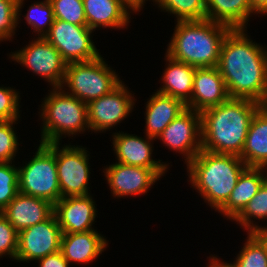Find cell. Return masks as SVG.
<instances>
[{"mask_svg": "<svg viewBox=\"0 0 267 267\" xmlns=\"http://www.w3.org/2000/svg\"><path fill=\"white\" fill-rule=\"evenodd\" d=\"M230 98L264 103L267 97V48L253 42L247 29L225 36L217 65Z\"/></svg>", "mask_w": 267, "mask_h": 267, "instance_id": "cell-1", "label": "cell"}, {"mask_svg": "<svg viewBox=\"0 0 267 267\" xmlns=\"http://www.w3.org/2000/svg\"><path fill=\"white\" fill-rule=\"evenodd\" d=\"M262 105L229 98L201 112L202 150L240 156L253 115Z\"/></svg>", "mask_w": 267, "mask_h": 267, "instance_id": "cell-2", "label": "cell"}, {"mask_svg": "<svg viewBox=\"0 0 267 267\" xmlns=\"http://www.w3.org/2000/svg\"><path fill=\"white\" fill-rule=\"evenodd\" d=\"M186 167L187 181L215 211L227 202L241 173L247 168L239 156L206 150H201Z\"/></svg>", "mask_w": 267, "mask_h": 267, "instance_id": "cell-3", "label": "cell"}, {"mask_svg": "<svg viewBox=\"0 0 267 267\" xmlns=\"http://www.w3.org/2000/svg\"><path fill=\"white\" fill-rule=\"evenodd\" d=\"M165 51L174 60L195 68L217 67L222 42L230 27L210 21H177Z\"/></svg>", "mask_w": 267, "mask_h": 267, "instance_id": "cell-4", "label": "cell"}, {"mask_svg": "<svg viewBox=\"0 0 267 267\" xmlns=\"http://www.w3.org/2000/svg\"><path fill=\"white\" fill-rule=\"evenodd\" d=\"M43 98L40 114L42 120L40 143H60L62 138L90 132L87 104L67 94L61 87L48 90ZM64 136V137H63Z\"/></svg>", "mask_w": 267, "mask_h": 267, "instance_id": "cell-5", "label": "cell"}, {"mask_svg": "<svg viewBox=\"0 0 267 267\" xmlns=\"http://www.w3.org/2000/svg\"><path fill=\"white\" fill-rule=\"evenodd\" d=\"M118 76L100 55L91 61L68 63L61 88L88 104L116 88L122 82Z\"/></svg>", "mask_w": 267, "mask_h": 267, "instance_id": "cell-6", "label": "cell"}, {"mask_svg": "<svg viewBox=\"0 0 267 267\" xmlns=\"http://www.w3.org/2000/svg\"><path fill=\"white\" fill-rule=\"evenodd\" d=\"M37 147L31 160L18 166V191L54 205L61 199L55 143H40Z\"/></svg>", "mask_w": 267, "mask_h": 267, "instance_id": "cell-7", "label": "cell"}, {"mask_svg": "<svg viewBox=\"0 0 267 267\" xmlns=\"http://www.w3.org/2000/svg\"><path fill=\"white\" fill-rule=\"evenodd\" d=\"M55 143V157L61 198L90 194V164L87 148ZM61 147V148H60Z\"/></svg>", "mask_w": 267, "mask_h": 267, "instance_id": "cell-8", "label": "cell"}, {"mask_svg": "<svg viewBox=\"0 0 267 267\" xmlns=\"http://www.w3.org/2000/svg\"><path fill=\"white\" fill-rule=\"evenodd\" d=\"M9 58L40 76L52 87H61L67 63L59 51L44 37H37L25 47L10 52Z\"/></svg>", "mask_w": 267, "mask_h": 267, "instance_id": "cell-9", "label": "cell"}, {"mask_svg": "<svg viewBox=\"0 0 267 267\" xmlns=\"http://www.w3.org/2000/svg\"><path fill=\"white\" fill-rule=\"evenodd\" d=\"M94 31L88 26L74 25L54 19L44 38L50 42L68 64L91 61L101 54L92 40Z\"/></svg>", "mask_w": 267, "mask_h": 267, "instance_id": "cell-10", "label": "cell"}, {"mask_svg": "<svg viewBox=\"0 0 267 267\" xmlns=\"http://www.w3.org/2000/svg\"><path fill=\"white\" fill-rule=\"evenodd\" d=\"M125 85L122 81L110 93L87 104L91 133L110 131L130 115L137 100Z\"/></svg>", "mask_w": 267, "mask_h": 267, "instance_id": "cell-11", "label": "cell"}, {"mask_svg": "<svg viewBox=\"0 0 267 267\" xmlns=\"http://www.w3.org/2000/svg\"><path fill=\"white\" fill-rule=\"evenodd\" d=\"M168 168H146L115 162L104 166L103 173L114 198L145 194Z\"/></svg>", "mask_w": 267, "mask_h": 267, "instance_id": "cell-12", "label": "cell"}, {"mask_svg": "<svg viewBox=\"0 0 267 267\" xmlns=\"http://www.w3.org/2000/svg\"><path fill=\"white\" fill-rule=\"evenodd\" d=\"M63 232L53 213L47 220L18 232L16 262H35L61 250Z\"/></svg>", "mask_w": 267, "mask_h": 267, "instance_id": "cell-13", "label": "cell"}, {"mask_svg": "<svg viewBox=\"0 0 267 267\" xmlns=\"http://www.w3.org/2000/svg\"><path fill=\"white\" fill-rule=\"evenodd\" d=\"M157 139L168 149L184 156L187 165L202 150L201 113L187 108Z\"/></svg>", "mask_w": 267, "mask_h": 267, "instance_id": "cell-14", "label": "cell"}, {"mask_svg": "<svg viewBox=\"0 0 267 267\" xmlns=\"http://www.w3.org/2000/svg\"><path fill=\"white\" fill-rule=\"evenodd\" d=\"M96 203L91 194L68 196L54 204V214L63 233H78L96 230L92 226L95 218Z\"/></svg>", "mask_w": 267, "mask_h": 267, "instance_id": "cell-15", "label": "cell"}, {"mask_svg": "<svg viewBox=\"0 0 267 267\" xmlns=\"http://www.w3.org/2000/svg\"><path fill=\"white\" fill-rule=\"evenodd\" d=\"M113 151L116 154L117 162L125 165L146 167V168H169L170 163L153 159L154 138L145 135V138L135 134L124 132H113ZM152 142V143H151Z\"/></svg>", "mask_w": 267, "mask_h": 267, "instance_id": "cell-16", "label": "cell"}, {"mask_svg": "<svg viewBox=\"0 0 267 267\" xmlns=\"http://www.w3.org/2000/svg\"><path fill=\"white\" fill-rule=\"evenodd\" d=\"M229 98L224 79L217 67L196 68L191 99L186 103L188 109L201 113Z\"/></svg>", "mask_w": 267, "mask_h": 267, "instance_id": "cell-17", "label": "cell"}, {"mask_svg": "<svg viewBox=\"0 0 267 267\" xmlns=\"http://www.w3.org/2000/svg\"><path fill=\"white\" fill-rule=\"evenodd\" d=\"M1 212L20 232L47 220L54 213V205L47 200L18 192Z\"/></svg>", "mask_w": 267, "mask_h": 267, "instance_id": "cell-18", "label": "cell"}, {"mask_svg": "<svg viewBox=\"0 0 267 267\" xmlns=\"http://www.w3.org/2000/svg\"><path fill=\"white\" fill-rule=\"evenodd\" d=\"M109 241L97 230L63 233L61 252L69 264H89L106 250Z\"/></svg>", "mask_w": 267, "mask_h": 267, "instance_id": "cell-19", "label": "cell"}, {"mask_svg": "<svg viewBox=\"0 0 267 267\" xmlns=\"http://www.w3.org/2000/svg\"><path fill=\"white\" fill-rule=\"evenodd\" d=\"M148 98L145 105V134L148 137L157 139L163 130L187 107L186 104L177 98L159 92Z\"/></svg>", "mask_w": 267, "mask_h": 267, "instance_id": "cell-20", "label": "cell"}, {"mask_svg": "<svg viewBox=\"0 0 267 267\" xmlns=\"http://www.w3.org/2000/svg\"><path fill=\"white\" fill-rule=\"evenodd\" d=\"M87 26L97 28H127L133 12L121 0H83ZM131 13V14H130Z\"/></svg>", "mask_w": 267, "mask_h": 267, "instance_id": "cell-21", "label": "cell"}, {"mask_svg": "<svg viewBox=\"0 0 267 267\" xmlns=\"http://www.w3.org/2000/svg\"><path fill=\"white\" fill-rule=\"evenodd\" d=\"M266 179V168L247 167L241 173L227 202L217 212L233 222Z\"/></svg>", "mask_w": 267, "mask_h": 267, "instance_id": "cell-22", "label": "cell"}, {"mask_svg": "<svg viewBox=\"0 0 267 267\" xmlns=\"http://www.w3.org/2000/svg\"><path fill=\"white\" fill-rule=\"evenodd\" d=\"M239 157L247 167L267 169V110L262 106L251 119L245 144Z\"/></svg>", "mask_w": 267, "mask_h": 267, "instance_id": "cell-23", "label": "cell"}, {"mask_svg": "<svg viewBox=\"0 0 267 267\" xmlns=\"http://www.w3.org/2000/svg\"><path fill=\"white\" fill-rule=\"evenodd\" d=\"M166 68L162 74V87L157 92L182 100L185 104L191 99L196 68L174 60L165 53Z\"/></svg>", "mask_w": 267, "mask_h": 267, "instance_id": "cell-24", "label": "cell"}, {"mask_svg": "<svg viewBox=\"0 0 267 267\" xmlns=\"http://www.w3.org/2000/svg\"><path fill=\"white\" fill-rule=\"evenodd\" d=\"M252 14L249 0H206V19L231 29H246Z\"/></svg>", "mask_w": 267, "mask_h": 267, "instance_id": "cell-25", "label": "cell"}, {"mask_svg": "<svg viewBox=\"0 0 267 267\" xmlns=\"http://www.w3.org/2000/svg\"><path fill=\"white\" fill-rule=\"evenodd\" d=\"M161 11L174 15L177 21L206 19V0H152Z\"/></svg>", "mask_w": 267, "mask_h": 267, "instance_id": "cell-26", "label": "cell"}, {"mask_svg": "<svg viewBox=\"0 0 267 267\" xmlns=\"http://www.w3.org/2000/svg\"><path fill=\"white\" fill-rule=\"evenodd\" d=\"M254 218L262 222L267 220V179L233 221L237 222L246 232H252L261 227V225L253 221Z\"/></svg>", "mask_w": 267, "mask_h": 267, "instance_id": "cell-27", "label": "cell"}, {"mask_svg": "<svg viewBox=\"0 0 267 267\" xmlns=\"http://www.w3.org/2000/svg\"><path fill=\"white\" fill-rule=\"evenodd\" d=\"M226 264L229 267H267V254L263 244L251 232H247L243 248L232 263Z\"/></svg>", "mask_w": 267, "mask_h": 267, "instance_id": "cell-28", "label": "cell"}, {"mask_svg": "<svg viewBox=\"0 0 267 267\" xmlns=\"http://www.w3.org/2000/svg\"><path fill=\"white\" fill-rule=\"evenodd\" d=\"M25 21L38 37H44L54 22L53 7L49 0L38 1L29 6Z\"/></svg>", "mask_w": 267, "mask_h": 267, "instance_id": "cell-29", "label": "cell"}, {"mask_svg": "<svg viewBox=\"0 0 267 267\" xmlns=\"http://www.w3.org/2000/svg\"><path fill=\"white\" fill-rule=\"evenodd\" d=\"M25 0H0V42L13 39Z\"/></svg>", "mask_w": 267, "mask_h": 267, "instance_id": "cell-30", "label": "cell"}, {"mask_svg": "<svg viewBox=\"0 0 267 267\" xmlns=\"http://www.w3.org/2000/svg\"><path fill=\"white\" fill-rule=\"evenodd\" d=\"M53 7L54 19L74 25L87 26L83 0H49Z\"/></svg>", "mask_w": 267, "mask_h": 267, "instance_id": "cell-31", "label": "cell"}, {"mask_svg": "<svg viewBox=\"0 0 267 267\" xmlns=\"http://www.w3.org/2000/svg\"><path fill=\"white\" fill-rule=\"evenodd\" d=\"M18 192V167L14 162H0V212Z\"/></svg>", "mask_w": 267, "mask_h": 267, "instance_id": "cell-32", "label": "cell"}, {"mask_svg": "<svg viewBox=\"0 0 267 267\" xmlns=\"http://www.w3.org/2000/svg\"><path fill=\"white\" fill-rule=\"evenodd\" d=\"M17 121L19 123V120L0 121V162H15L19 153V138L14 130Z\"/></svg>", "mask_w": 267, "mask_h": 267, "instance_id": "cell-33", "label": "cell"}, {"mask_svg": "<svg viewBox=\"0 0 267 267\" xmlns=\"http://www.w3.org/2000/svg\"><path fill=\"white\" fill-rule=\"evenodd\" d=\"M19 94L20 92L13 87L0 86V121L19 120L21 118Z\"/></svg>", "mask_w": 267, "mask_h": 267, "instance_id": "cell-34", "label": "cell"}, {"mask_svg": "<svg viewBox=\"0 0 267 267\" xmlns=\"http://www.w3.org/2000/svg\"><path fill=\"white\" fill-rule=\"evenodd\" d=\"M18 250V232L0 212V258L8 256L15 260Z\"/></svg>", "mask_w": 267, "mask_h": 267, "instance_id": "cell-35", "label": "cell"}, {"mask_svg": "<svg viewBox=\"0 0 267 267\" xmlns=\"http://www.w3.org/2000/svg\"><path fill=\"white\" fill-rule=\"evenodd\" d=\"M39 267H70L61 251L42 257L38 261Z\"/></svg>", "mask_w": 267, "mask_h": 267, "instance_id": "cell-36", "label": "cell"}, {"mask_svg": "<svg viewBox=\"0 0 267 267\" xmlns=\"http://www.w3.org/2000/svg\"><path fill=\"white\" fill-rule=\"evenodd\" d=\"M249 2L256 14L267 15V0H249Z\"/></svg>", "mask_w": 267, "mask_h": 267, "instance_id": "cell-37", "label": "cell"}, {"mask_svg": "<svg viewBox=\"0 0 267 267\" xmlns=\"http://www.w3.org/2000/svg\"><path fill=\"white\" fill-rule=\"evenodd\" d=\"M134 14L140 12L148 0H121Z\"/></svg>", "mask_w": 267, "mask_h": 267, "instance_id": "cell-38", "label": "cell"}, {"mask_svg": "<svg viewBox=\"0 0 267 267\" xmlns=\"http://www.w3.org/2000/svg\"><path fill=\"white\" fill-rule=\"evenodd\" d=\"M251 233L263 244L267 254V225L261 226Z\"/></svg>", "mask_w": 267, "mask_h": 267, "instance_id": "cell-39", "label": "cell"}, {"mask_svg": "<svg viewBox=\"0 0 267 267\" xmlns=\"http://www.w3.org/2000/svg\"><path fill=\"white\" fill-rule=\"evenodd\" d=\"M210 258L217 264L218 267H229L226 262L221 261L220 258H218L217 255H210Z\"/></svg>", "mask_w": 267, "mask_h": 267, "instance_id": "cell-40", "label": "cell"}, {"mask_svg": "<svg viewBox=\"0 0 267 267\" xmlns=\"http://www.w3.org/2000/svg\"><path fill=\"white\" fill-rule=\"evenodd\" d=\"M210 267H218L217 264L210 258Z\"/></svg>", "mask_w": 267, "mask_h": 267, "instance_id": "cell-41", "label": "cell"}, {"mask_svg": "<svg viewBox=\"0 0 267 267\" xmlns=\"http://www.w3.org/2000/svg\"><path fill=\"white\" fill-rule=\"evenodd\" d=\"M262 107H264L267 110V97H266V100L264 101V103L262 104Z\"/></svg>", "mask_w": 267, "mask_h": 267, "instance_id": "cell-42", "label": "cell"}, {"mask_svg": "<svg viewBox=\"0 0 267 267\" xmlns=\"http://www.w3.org/2000/svg\"><path fill=\"white\" fill-rule=\"evenodd\" d=\"M207 258H209L208 260H209V264H207V267H210V257H207Z\"/></svg>", "mask_w": 267, "mask_h": 267, "instance_id": "cell-43", "label": "cell"}]
</instances>
